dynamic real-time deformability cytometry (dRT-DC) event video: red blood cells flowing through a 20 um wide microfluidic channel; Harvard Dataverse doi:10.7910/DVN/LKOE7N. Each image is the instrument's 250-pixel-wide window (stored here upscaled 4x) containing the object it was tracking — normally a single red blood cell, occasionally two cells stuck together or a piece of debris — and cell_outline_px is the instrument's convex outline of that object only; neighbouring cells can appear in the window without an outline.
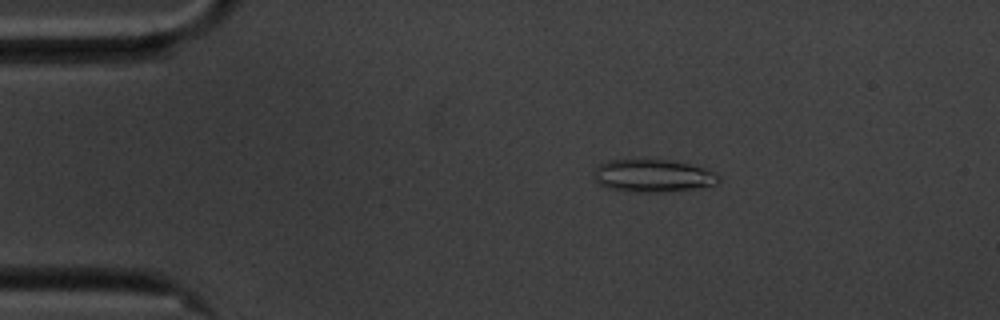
{"species": "common noctule bat (a hibernating species)", "species_latin": "Nyctalus noctula", "temperature_condition": "cold", "stored_images_in_passage": 57, "camera_frame_rate_fps": 3000, "um_per_image_px": 0.085, "animal": {"sex": "male", "body_mass_g": 20.1, "forearm_length_mm": 53.5}, "frame": {"image": 1, "passage_image": 10, "time_ms": 3.0, "image_size_px": [1000, 320], "cell_outline_px": [[720, 180], [716, 184], [692, 188], [660, 192], [628, 192], [608, 188], [600, 184], [596, 180], [596, 168], [600, 164], [608, 160], [672, 160], [708, 168], [716, 172], [720, 176]], "centroid_in_image_um": [55.55, 14.93], "position_along_channel_um": 29.5, "area_um2": 23.64}}
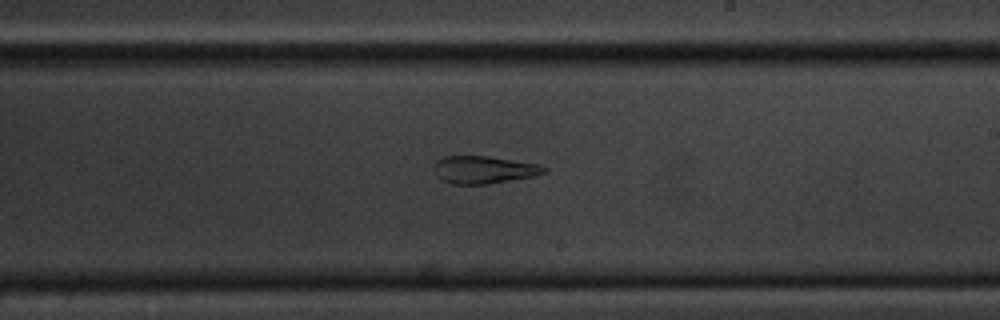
{"frame": {"image": 2, "passage_image": 33, "time_ms": 10.667, "image_size_px": [1000, 320], "cell_outline_px": [[548, 172], [536, 176], [488, 184], [452, 184], [440, 180], [436, 176], [436, 160], [444, 156], [488, 156], [536, 164], [548, 168]], "centroid_in_image_um": [41.14, 14.44], "position_along_channel_um": 247.9, "area_um2": 17.69}}
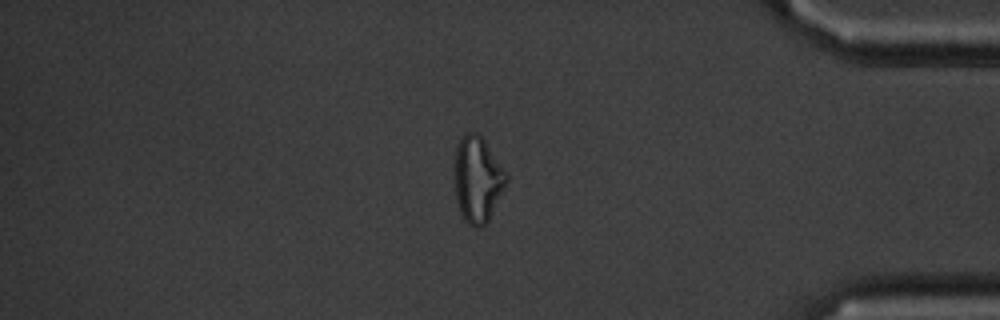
{"frame": {"image": 3, "passage_image": 48, "time_ms": 15.667, "image_size_px": [1000, 320], "cell_outline_px": [[508, 180], [488, 220], [484, 224], [468, 224], [460, 212], [456, 200], [456, 144], [460, 136], [468, 132], [472, 132], [480, 136], [484, 140], [508, 176]], "centroid_in_image_um": [40.59, 15.21], "position_along_channel_um": 394.6, "area_um2": 25.03}, "authors_computed_cell_mechanics": {"area_um2": 22.253, "velocity_mm_per_s": 3.5148, "shape_relaxation_time_tau1_ms": null, "shape_relaxation_time_tau2_ms": 5.0997, "deformation_change_tau1": null, "deformation_change_tau2": 0.1452}}